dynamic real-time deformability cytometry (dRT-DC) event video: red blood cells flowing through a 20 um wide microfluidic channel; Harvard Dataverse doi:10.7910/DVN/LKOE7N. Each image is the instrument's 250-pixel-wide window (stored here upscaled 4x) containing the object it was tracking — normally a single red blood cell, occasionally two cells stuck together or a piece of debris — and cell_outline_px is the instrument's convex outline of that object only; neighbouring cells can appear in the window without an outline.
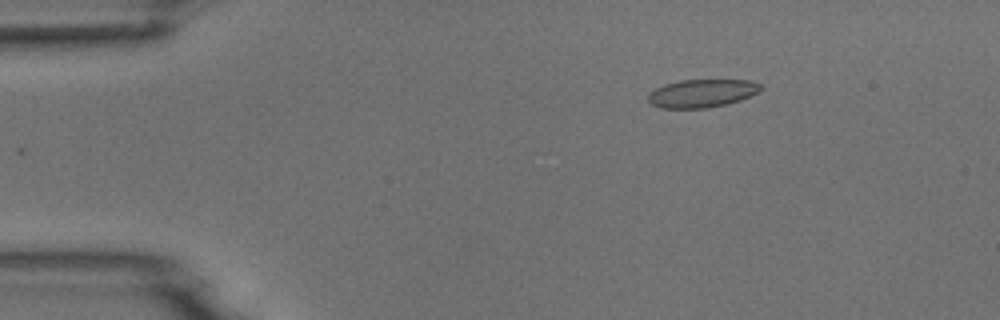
{"species": "common noctule bat (a hibernating species)", "species_latin": "Nyctalus noctula", "temperature_condition": "room temperature", "stored_images_in_passage": 2, "camera_frame_rate_fps": 3000, "um_per_image_px": 0.085, "animal": {"sex": "male", "body_mass_g": 18.8}, "frame": {"image": 1, "passage_image": 2, "time_ms": 1.0, "image_size_px": [1000, 320], "cell_outline_px": [[764, 88], [740, 100], [728, 104], [708, 108], [660, 108], [652, 104], [648, 100], [648, 92], [664, 84], [680, 80], [752, 80], [764, 84]], "centroid_in_image_um": [59.68, 7.92], "position_along_channel_um": 25.3, "area_um2": 18.61}}